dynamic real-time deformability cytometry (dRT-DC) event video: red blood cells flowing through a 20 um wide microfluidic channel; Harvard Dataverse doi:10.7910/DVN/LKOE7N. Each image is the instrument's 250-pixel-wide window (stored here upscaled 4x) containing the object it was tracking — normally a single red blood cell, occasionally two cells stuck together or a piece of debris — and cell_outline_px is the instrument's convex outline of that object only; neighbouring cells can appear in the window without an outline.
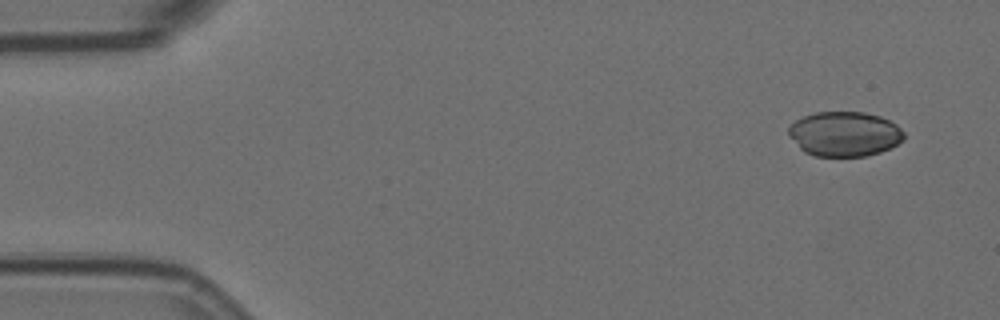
{"species": "Egyptian fruit bat (a non-hibernating species)", "species_latin": "Rousettus aegyptiacus", "temperature_condition": "room temperature", "stored_images_in_passage": 7, "camera_frame_rate_fps": 3000, "um_per_image_px": 0.085, "animal": {"sex": "female"}, "frame": {"image": 1, "passage_image": 1, "time_ms": 0.0, "image_size_px": [1000, 320], "cell_outline_px": [[904, 140], [880, 152], [868, 156], [816, 156], [804, 152], [788, 136], [788, 128], [796, 120], [804, 116], [816, 112], [864, 112], [880, 116], [896, 124], [904, 132]], "centroid_in_image_um": [71.78, 11.39], "position_along_channel_um": 13.2, "area_um2": 30.11}}
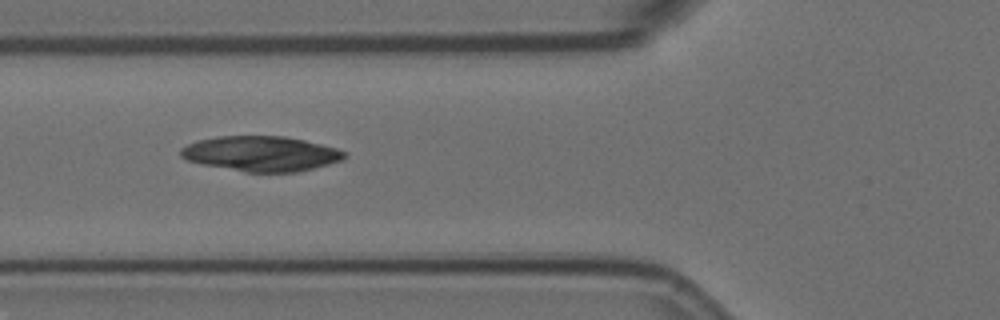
{"frame": {"image": 2, "passage_image": 6, "time_ms": 1.667, "image_size_px": [1000, 320], "cell_outline_px": [[348, 156], [340, 160], [328, 164], [300, 172], [244, 172], [204, 164], [188, 160], [180, 156], [180, 148], [196, 140], [216, 136], [284, 136], [304, 140], [336, 148], [348, 152]], "centroid_in_image_um": [22.2, 13.06], "position_along_channel_um": 103.6, "area_um2": 33.52}}
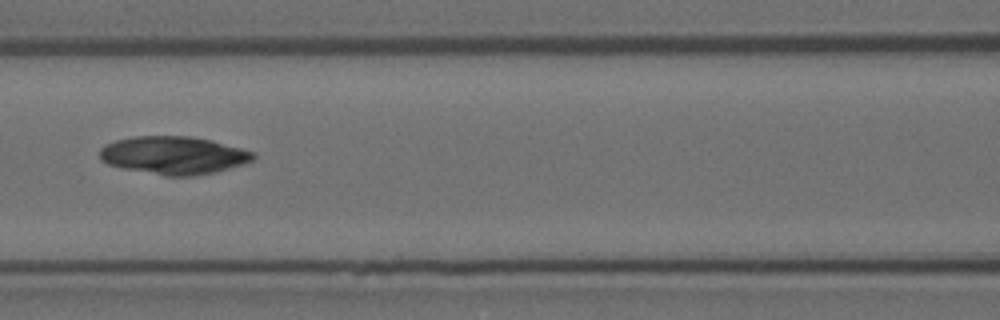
{"frame": {"image": 3, "passage_image": 7, "time_ms": 2.0, "image_size_px": [1000, 320], "cell_outline_px": [[256, 156], [252, 160], [244, 164], [216, 172], [192, 176], [164, 176], [124, 168], [108, 164], [100, 160], [100, 148], [116, 140], [132, 136], [188, 136], [212, 140], [256, 152]], "centroid_in_image_um": [14.79, 13.2], "position_along_channel_um": 151.8, "area_um2": 33.99}}